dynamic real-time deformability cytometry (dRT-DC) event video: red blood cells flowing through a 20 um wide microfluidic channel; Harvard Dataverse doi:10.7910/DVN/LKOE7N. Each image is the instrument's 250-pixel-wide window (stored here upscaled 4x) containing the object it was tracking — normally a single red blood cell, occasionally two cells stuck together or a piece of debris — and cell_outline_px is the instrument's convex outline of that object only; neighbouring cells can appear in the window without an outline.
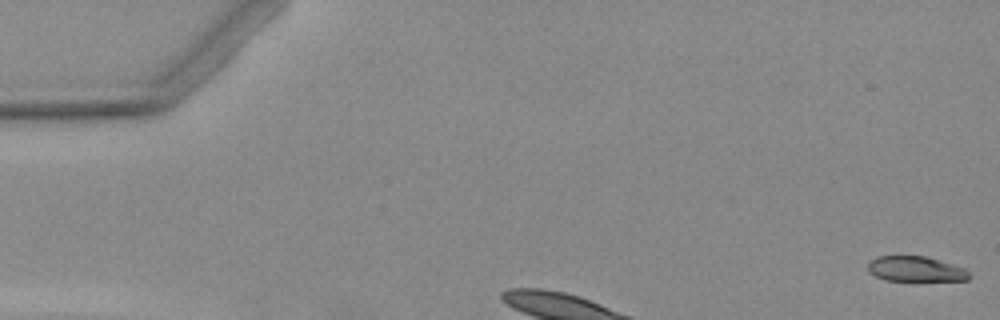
{"species": "Egyptian fruit bat (a non-hibernating species)", "species_latin": "Rousettus aegyptiacus", "temperature_condition": "warm", "stored_images_in_passage": 3, "camera_frame_rate_fps": 3000, "um_per_image_px": 0.085, "animal": {"sex": "female"}, "frame": {"image": 1, "passage_image": 1, "time_ms": 0.0, "image_size_px": [1000, 320], "cell_outline_px": [[972, 276], [968, 280], [884, 280], [868, 272], [868, 264], [876, 256], [924, 256], [952, 264], [964, 268]], "centroid_in_image_um": [77.82, 22.86], "position_along_channel_um": 7.2, "area_um2": 14.68}}